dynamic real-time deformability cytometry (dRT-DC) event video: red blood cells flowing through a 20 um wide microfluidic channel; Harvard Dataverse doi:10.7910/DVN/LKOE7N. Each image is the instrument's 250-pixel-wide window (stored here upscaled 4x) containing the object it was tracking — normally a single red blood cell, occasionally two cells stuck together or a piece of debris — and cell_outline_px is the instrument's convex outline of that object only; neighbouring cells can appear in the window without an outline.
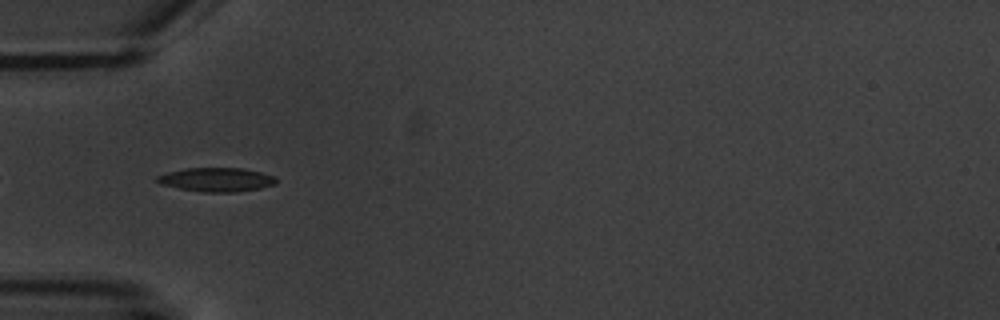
{"species": "common noctule bat (a hibernating species)", "species_latin": "Nyctalus noctula", "temperature_condition": "warm", "stored_images_in_passage": 1, "camera_frame_rate_fps": 3000, "um_per_image_px": 0.085, "animal": {"sex": "male", "body_mass_g": 20.1, "forearm_length_mm": 53.5}, "frame": {"image": 1, "passage_image": 1, "time_ms": 0.0, "image_size_px": [1000, 320], "cell_outline_px": [[276, 184], [260, 188], [236, 192], [204, 192], [180, 188], [160, 184], [156, 180], [156, 176], [168, 172], [188, 168], [244, 168], [276, 176]], "centroid_in_image_um": [18.43, 15.26], "position_along_channel_um": 66.6, "area_um2": 16.53}}